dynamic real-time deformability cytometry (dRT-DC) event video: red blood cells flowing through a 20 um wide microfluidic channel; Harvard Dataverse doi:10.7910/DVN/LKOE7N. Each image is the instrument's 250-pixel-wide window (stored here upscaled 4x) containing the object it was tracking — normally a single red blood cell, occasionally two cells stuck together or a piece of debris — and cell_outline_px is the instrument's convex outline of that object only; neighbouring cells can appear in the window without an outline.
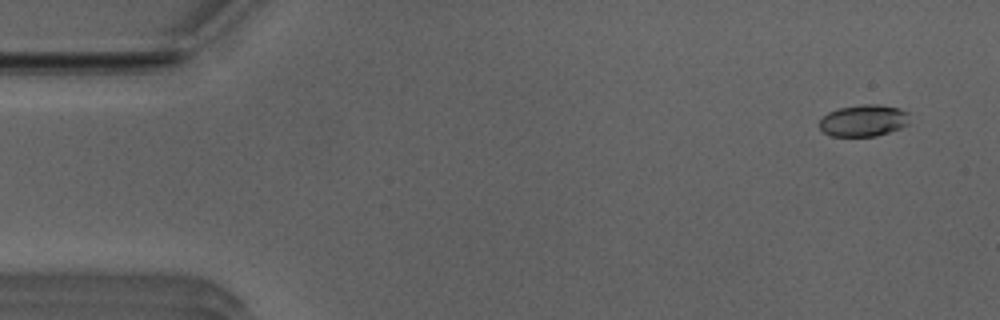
{"species": "Egyptian fruit bat (a non-hibernating species)", "species_latin": "Rousettus aegyptiacus", "temperature_condition": "room temperature", "stored_images_in_passage": 50, "camera_frame_rate_fps": 3000, "um_per_image_px": 0.085, "animal": {"sex": "male"}, "frame": {"image": 1, "passage_image": 1, "time_ms": 0.0, "image_size_px": [1000, 320], "cell_outline_px": [[908, 124], [900, 128], [876, 136], [832, 136], [824, 132], [820, 128], [820, 120], [828, 112], [840, 108], [864, 104], [876, 104], [900, 108], [908, 112]], "centroid_in_image_um": [73.41, 10.24], "position_along_channel_um": 11.6, "area_um2": 16.53}}
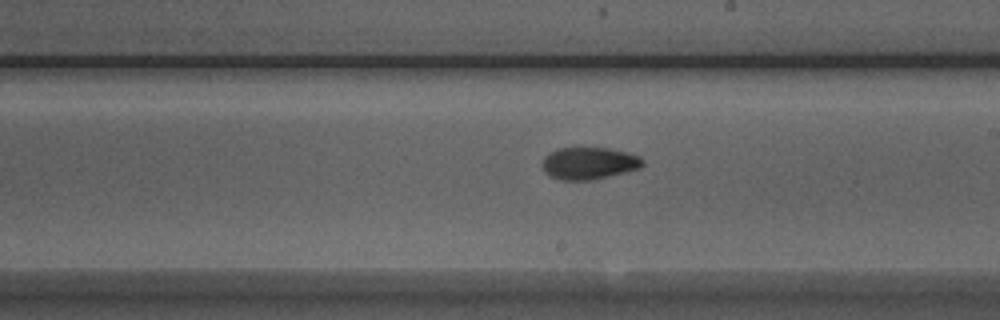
{"frame": {"image": 2, "passage_image": 27, "time_ms": 8.667, "image_size_px": [1000, 320], "cell_outline_px": [[644, 164], [640, 168], [592, 180], [560, 180], [548, 176], [544, 172], [544, 156], [556, 148], [580, 144], [608, 148], [628, 152], [640, 156], [644, 160]], "centroid_in_image_um": [50.04, 13.82], "position_along_channel_um": 239.0, "area_um2": 19.59}}
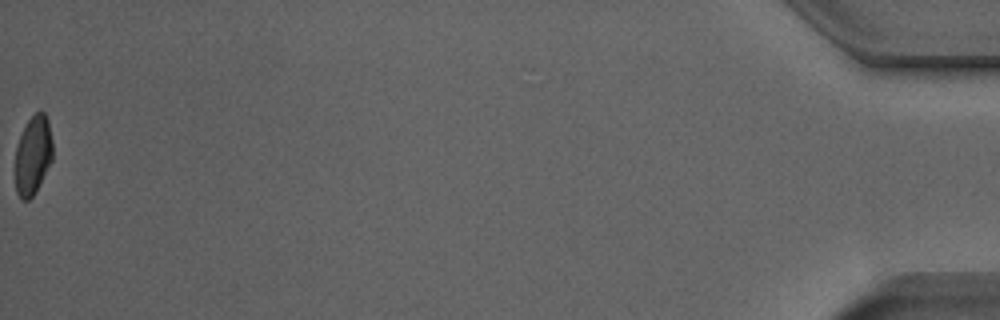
{"frame": {"image": 3, "passage_image": 50, "time_ms": 16.333, "image_size_px": [1000, 320], "cell_outline_px": [[52, 160], [32, 196], [28, 200], [20, 200], [16, 192], [16, 148], [20, 136], [28, 120], [36, 112], [44, 112], [48, 120], [52, 140]], "centroid_in_image_um": [2.8, 13.19], "position_along_channel_um": 432.4, "area_um2": 16.88}, "authors_computed_cell_mechanics": {"area_um2": 18.1781, "velocity_mm_per_s": 3.9444, "shape_relaxation_time_tau1_ms": 2.9936, "shape_relaxation_time_tau2_ms": 2.0553, "deformation_change_tau1": 0.1454, "deformation_change_tau2": 0.0642}}